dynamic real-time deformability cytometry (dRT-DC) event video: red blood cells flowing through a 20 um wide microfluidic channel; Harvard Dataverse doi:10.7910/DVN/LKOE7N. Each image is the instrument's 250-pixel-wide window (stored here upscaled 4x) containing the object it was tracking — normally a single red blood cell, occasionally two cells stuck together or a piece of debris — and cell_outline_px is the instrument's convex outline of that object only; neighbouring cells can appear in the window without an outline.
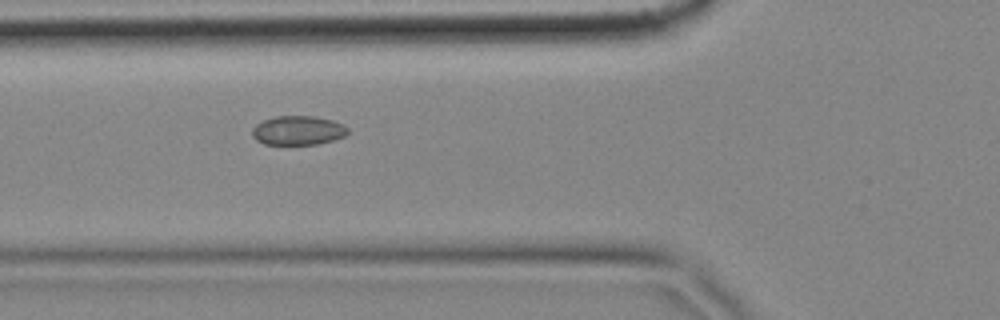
{"species": "common noctule bat (a hibernating species)", "species_latin": "Nyctalus noctula", "temperature_condition": "cold", "stored_images_in_passage": 58, "camera_frame_rate_fps": 3000, "um_per_image_px": 0.085, "animal": {"sex": "female", "body_mass_g": 18.4}, "frame": {"image": 1, "passage_image": 21, "time_ms": 6.667, "image_size_px": [1000, 320], "cell_outline_px": [[348, 132], [344, 136], [332, 140], [316, 144], [264, 144], [256, 140], [252, 136], [252, 128], [256, 124], [264, 120], [276, 116], [312, 116], [332, 120], [344, 124], [348, 128]], "centroid_in_image_um": [25.32, 11.08], "position_along_channel_um": 100.5, "area_um2": 16.18}}
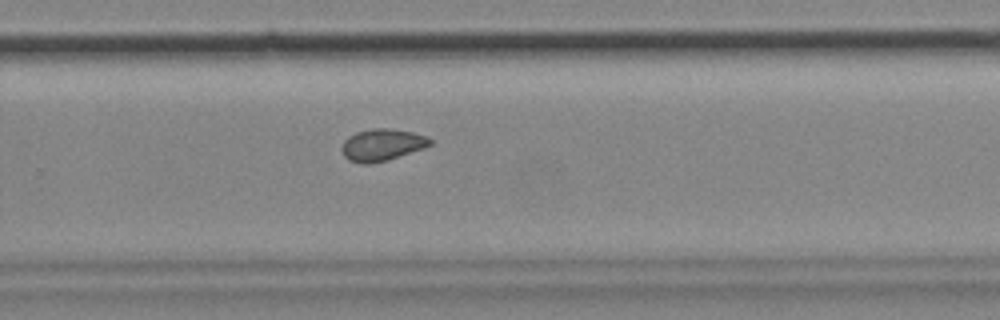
{"frame": {"image": 2, "passage_image": 38, "time_ms": 12.333, "image_size_px": [1000, 320], "cell_outline_px": [[432, 144], [424, 148], [388, 160], [368, 164], [364, 164], [348, 160], [344, 156], [340, 148], [344, 140], [348, 136], [356, 132], [372, 128], [388, 128], [412, 132], [424, 136], [432, 140]], "centroid_in_image_um": [32.44, 12.31], "position_along_channel_um": 297.4, "area_um2": 16.47}}
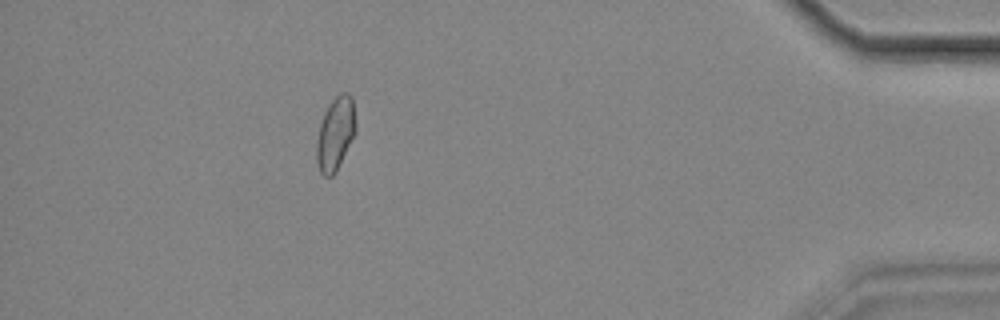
{"frame": {"image": 3, "passage_image": 52, "time_ms": 17.0, "image_size_px": [1000, 320], "cell_outline_px": [[356, 132], [336, 172], [332, 176], [324, 176], [320, 172], [316, 160], [316, 140], [320, 124], [324, 112], [328, 104], [340, 92], [348, 92], [352, 96], [356, 124]], "centroid_in_image_um": [28.51, 11.35], "position_along_channel_um": 406.7, "area_um2": 16.94}, "authors_computed_cell_mechanics": {"area_um2": 16.5886, "velocity_mm_per_s": 3.4853, "shape_relaxation_time_tau1_ms": null, "shape_relaxation_time_tau2_ms": 3.773, "deformation_change_tau1": null, "deformation_change_tau2": 0.0568}}